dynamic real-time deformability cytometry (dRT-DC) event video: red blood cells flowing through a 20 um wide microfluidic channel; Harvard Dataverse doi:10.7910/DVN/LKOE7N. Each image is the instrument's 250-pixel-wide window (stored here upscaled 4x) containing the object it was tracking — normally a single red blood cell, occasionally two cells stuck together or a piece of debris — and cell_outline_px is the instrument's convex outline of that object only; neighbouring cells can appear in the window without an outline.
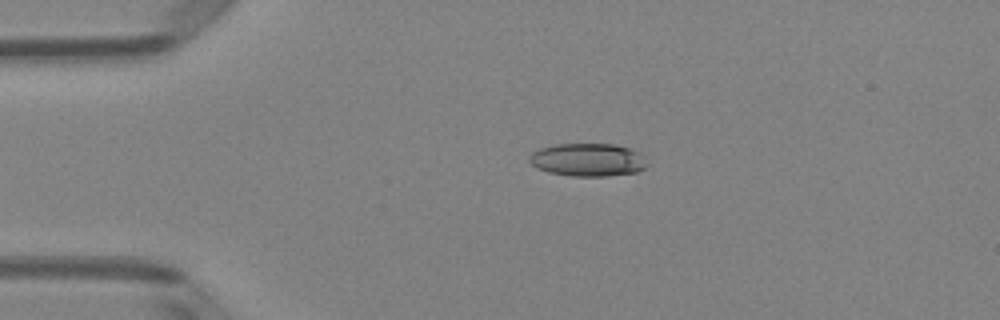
{"species": "Egyptian fruit bat (a non-hibernating species)", "species_latin": "Rousettus aegyptiacus", "temperature_condition": "room temperature", "stored_images_in_passage": 2, "camera_frame_rate_fps": 3000, "um_per_image_px": 0.085, "animal": {"sex": "female"}, "frame": {"image": 1, "passage_image": 1, "time_ms": 0.0, "image_size_px": [1000, 320], "cell_outline_px": [[648, 168], [640, 172], [604, 176], [572, 176], [548, 172], [532, 164], [528, 160], [528, 156], [532, 152], [540, 148], [556, 144], [616, 144], [632, 148], [640, 152], [648, 164]], "centroid_in_image_um": [50.03, 13.58], "position_along_channel_um": 35.0, "area_um2": 22.95}}